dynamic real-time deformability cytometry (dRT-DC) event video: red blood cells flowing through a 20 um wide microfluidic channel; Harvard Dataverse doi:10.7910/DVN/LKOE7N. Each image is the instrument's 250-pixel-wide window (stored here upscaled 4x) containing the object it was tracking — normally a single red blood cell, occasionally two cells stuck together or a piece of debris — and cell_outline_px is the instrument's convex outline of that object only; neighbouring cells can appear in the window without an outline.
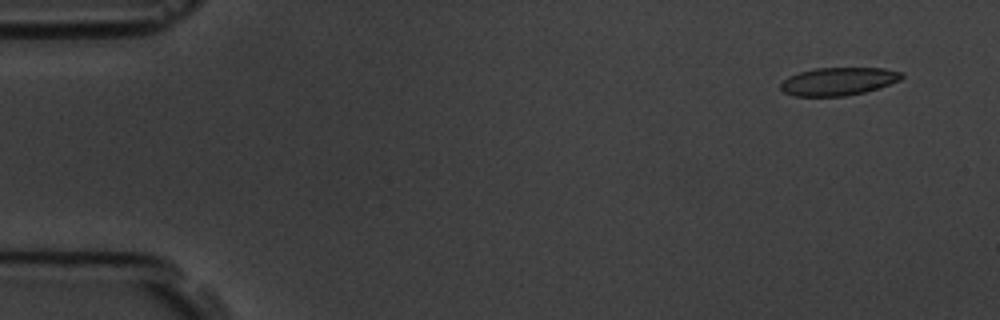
{"species": "common noctule bat (a hibernating species)", "species_latin": "Nyctalus noctula", "temperature_condition": "room temperature", "stored_images_in_passage": 10, "camera_frame_rate_fps": 3000, "um_per_image_px": 0.085, "animal": {"sex": "male", "body_mass_g": 19.5, "forearm_length_mm": 54.6}, "frame": {"image": 1, "passage_image": 1, "time_ms": 0.0, "image_size_px": [1000, 320], "cell_outline_px": [[904, 76], [900, 80], [880, 88], [864, 92], [844, 96], [792, 96], [784, 92], [780, 88], [780, 84], [788, 76], [800, 72], [816, 68], [884, 68], [904, 72]], "centroid_in_image_um": [71.28, 6.91], "position_along_channel_um": 13.7, "area_um2": 19.83}}
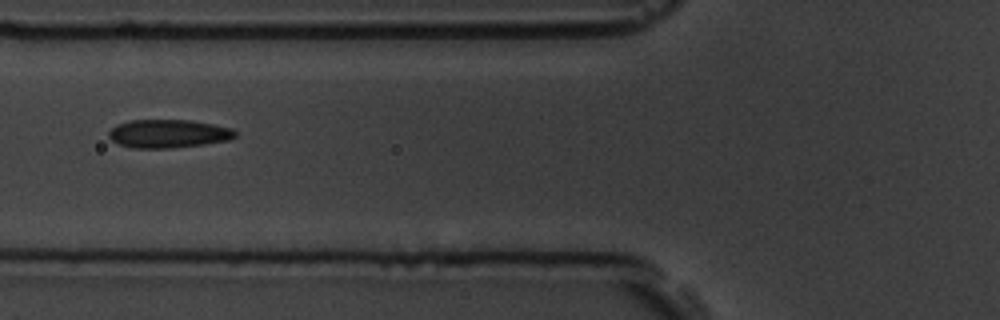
{"frame": {"image": 2, "passage_image": 6, "time_ms": 5.667, "image_size_px": [1000, 320], "cell_outline_px": [[236, 136], [228, 140], [204, 144], [172, 148], [132, 148], [120, 144], [112, 140], [108, 136], [108, 132], [116, 124], [132, 120], [192, 120], [232, 128], [236, 132]], "centroid_in_image_um": [14.3, 11.36], "position_along_channel_um": 111.5, "area_um2": 20.87}}
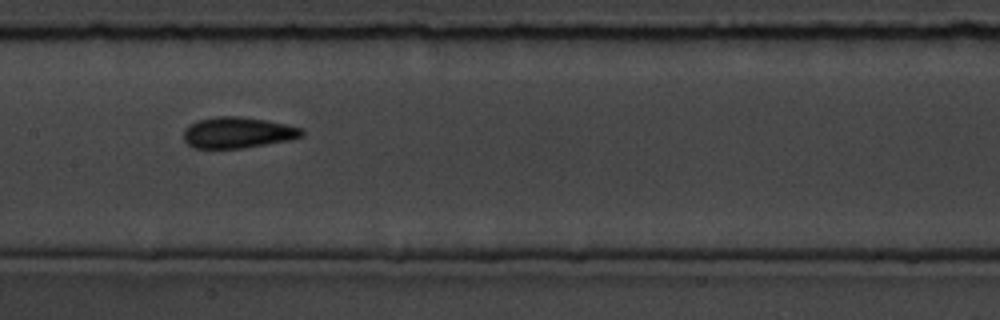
{"frame": {"image": 3, "passage_image": 8, "time_ms": 7.667, "image_size_px": [1000, 320], "cell_outline_px": [[304, 136], [288, 140], [240, 148], [196, 148], [188, 144], [184, 140], [184, 128], [188, 124], [196, 120], [216, 116], [240, 116], [264, 120], [284, 124], [300, 128], [304, 132]], "centroid_in_image_um": [20.15, 11.26], "position_along_channel_um": 187.2, "area_um2": 21.21}}